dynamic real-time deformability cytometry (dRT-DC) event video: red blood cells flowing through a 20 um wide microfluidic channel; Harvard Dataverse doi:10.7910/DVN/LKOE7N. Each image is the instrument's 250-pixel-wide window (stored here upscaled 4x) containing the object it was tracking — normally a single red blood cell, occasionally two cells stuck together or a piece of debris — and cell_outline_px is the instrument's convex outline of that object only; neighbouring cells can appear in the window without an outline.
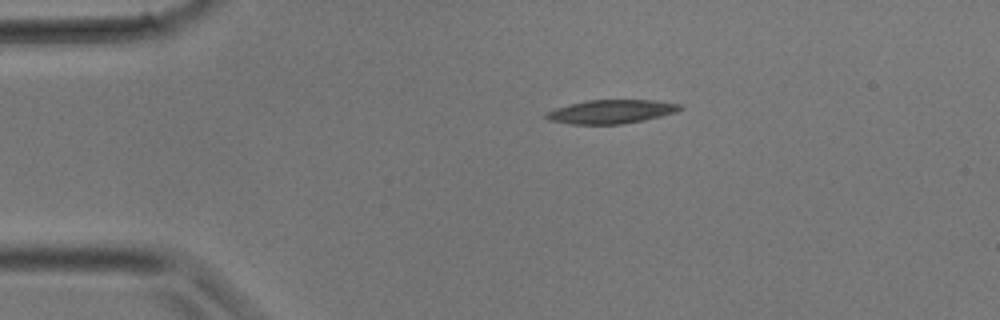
{"species": "common noctule bat (a hibernating species)", "species_latin": "Nyctalus noctula", "temperature_condition": "room temperature", "stored_images_in_passage": 12, "camera_frame_rate_fps": 3000, "um_per_image_px": 0.085, "animal": {"sex": "male", "body_mass_g": 17.9}, "frame": {"image": 1, "passage_image": 1, "time_ms": 0.0, "image_size_px": [1000, 320], "cell_outline_px": [[684, 108], [676, 112], [644, 120], [620, 124], [572, 124], [548, 120], [544, 116], [544, 112], [556, 108], [588, 100], [656, 100], [680, 104]], "centroid_in_image_um": [51.95, 9.49], "position_along_channel_um": 33.0, "area_um2": 18.44}}
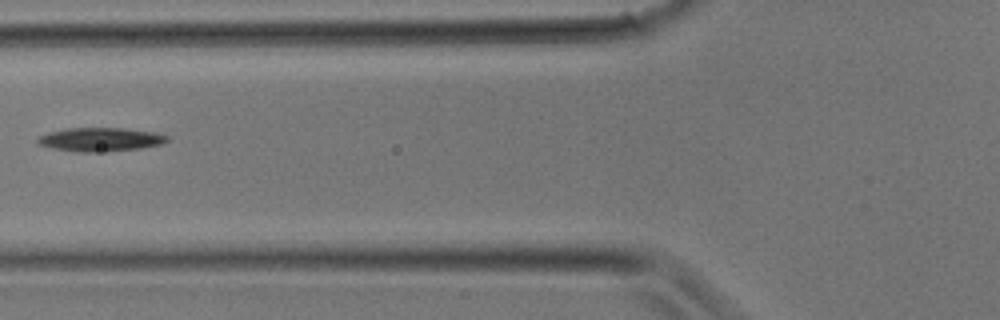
{"frame": {"image": 2, "passage_image": 7, "time_ms": 2.0, "image_size_px": [1000, 320], "cell_outline_px": [[168, 140], [160, 144], [140, 148], [96, 152], [76, 152], [52, 148], [36, 144], [36, 140], [40, 136], [48, 132], [64, 128], [124, 128], [156, 132], [168, 136]], "centroid_in_image_um": [8.48, 11.85], "position_along_channel_um": 117.3, "area_um2": 17.92}}
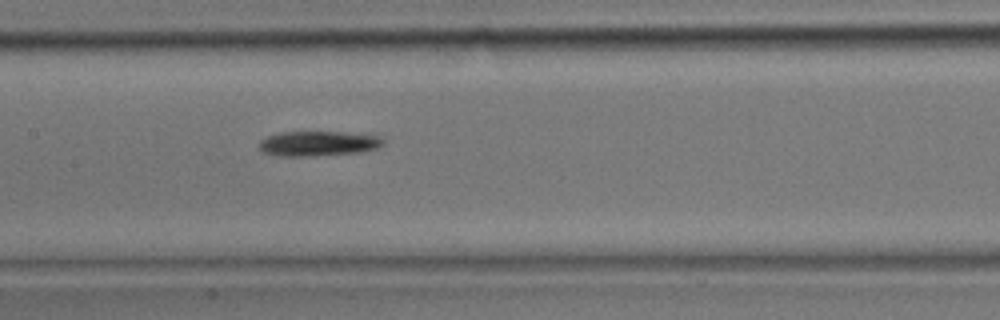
{"frame": {"image": 3, "passage_image": 10, "time_ms": 3.0, "image_size_px": [1000, 320], "cell_outline_px": [[384, 144], [380, 148], [360, 152], [308, 156], [280, 156], [264, 152], [260, 148], [260, 140], [268, 136], [280, 132], [340, 132], [380, 136], [384, 140]], "centroid_in_image_um": [27.08, 12.2], "position_along_channel_um": 180.3, "area_um2": 17.92}}